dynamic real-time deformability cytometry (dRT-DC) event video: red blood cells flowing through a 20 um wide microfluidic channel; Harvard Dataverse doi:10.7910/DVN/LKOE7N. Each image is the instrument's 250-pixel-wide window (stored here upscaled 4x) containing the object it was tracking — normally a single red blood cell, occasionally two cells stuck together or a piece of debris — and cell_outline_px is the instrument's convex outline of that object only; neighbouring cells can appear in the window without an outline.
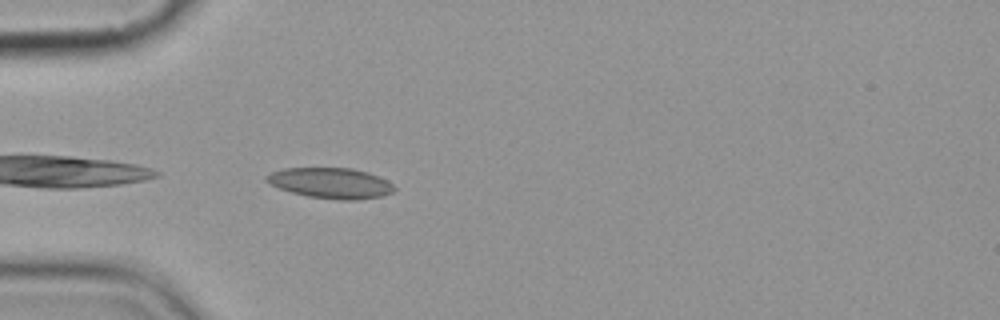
{"species": "common noctule bat (a hibernating species)", "species_latin": "Nyctalus noctula", "temperature_condition": "cold", "stored_images_in_passage": 5, "camera_frame_rate_fps": 3000, "um_per_image_px": 0.085, "animal": {"sex": "female", "body_mass_g": 19.9}, "frame": {"image": 1, "passage_image": 5, "time_ms": 4.667, "image_size_px": [1000, 320], "cell_outline_px": [[396, 188], [392, 192], [384, 196], [356, 200], [340, 200], [308, 196], [292, 192], [280, 188], [264, 180], [264, 176], [272, 172], [284, 168], [352, 168], [368, 172], [388, 180]], "centroid_in_image_um": [28.14, 15.56], "position_along_channel_um": 56.9, "area_um2": 22.77}}